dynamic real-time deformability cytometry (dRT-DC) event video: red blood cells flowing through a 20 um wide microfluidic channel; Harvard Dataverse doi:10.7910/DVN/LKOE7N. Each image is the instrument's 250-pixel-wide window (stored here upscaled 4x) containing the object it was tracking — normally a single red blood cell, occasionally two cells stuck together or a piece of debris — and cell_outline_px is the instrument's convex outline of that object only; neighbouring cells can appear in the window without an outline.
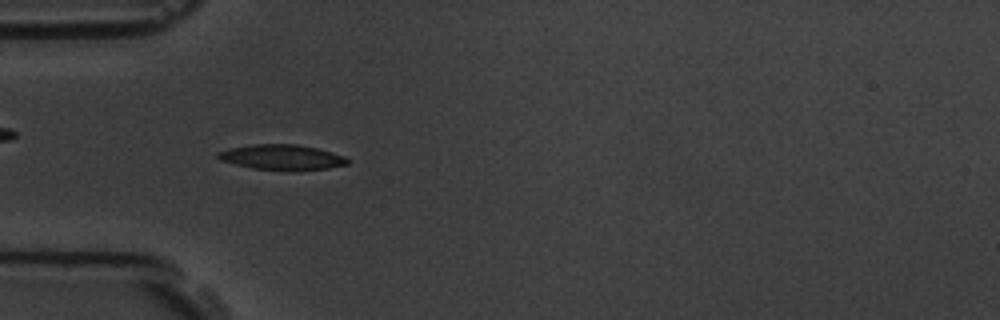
{"species": "common noctule bat (a hibernating species)", "species_latin": "Nyctalus noctula", "temperature_condition": "room temperature", "stored_images_in_passage": 44, "camera_frame_rate_fps": 3000, "um_per_image_px": 0.085, "animal": {"sex": "male", "body_mass_g": 19.5, "forearm_length_mm": 54.6}, "frame": {"image": 1, "passage_image": 4, "time_ms": 1.0, "image_size_px": [1000, 320], "cell_outline_px": [[348, 164], [328, 168], [252, 168], [220, 160], [216, 156], [216, 152], [228, 148], [252, 144], [296, 144], [316, 148], [344, 156], [348, 160]], "centroid_in_image_um": [23.88, 13.32], "position_along_channel_um": 61.1, "area_um2": 18.21}}
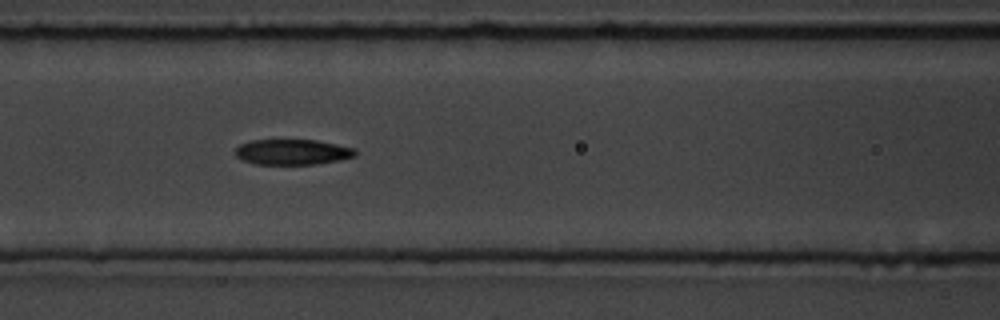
{"frame": {"image": 2, "passage_image": 11, "time_ms": 3.333, "image_size_px": [1000, 320], "cell_outline_px": [[356, 156], [340, 160], [316, 164], [256, 164], [244, 160], [236, 156], [236, 148], [240, 144], [252, 140], [316, 140], [356, 148]], "centroid_in_image_um": [24.89, 12.92], "position_along_channel_um": 141.7, "area_um2": 17.74}}
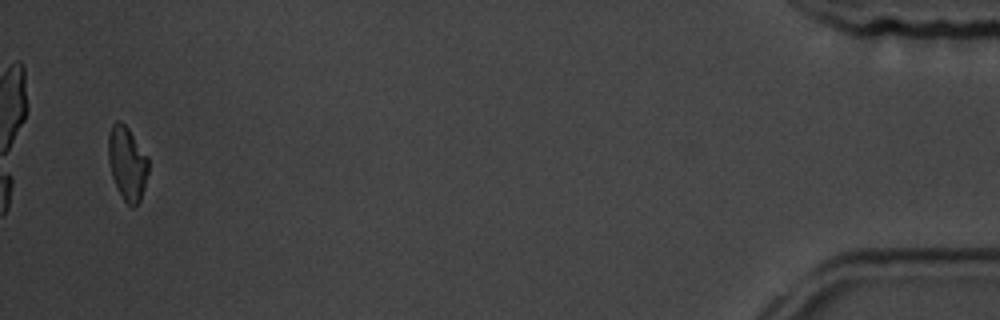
{"frame": {"image": 3, "passage_image": 42, "time_ms": 13.667, "image_size_px": [1000, 320], "cell_outline_px": [[148, 172], [144, 188], [140, 200], [136, 208], [132, 208], [124, 200], [112, 176], [108, 160], [108, 132], [112, 124], [116, 120], [120, 120], [128, 128], [148, 156]], "centroid_in_image_um": [10.81, 13.86], "position_along_channel_um": 424.4, "area_um2": 17.28}, "authors_computed_cell_mechanics": {"area_um2": 18.1203, "velocity_mm_per_s": 3.5687, "shape_relaxation_time_tau1_ms": 3.5411, "shape_relaxation_time_tau2_ms": 2.8566, "deformation_change_tau1": 0.13, "deformation_change_tau2": 0.085}}